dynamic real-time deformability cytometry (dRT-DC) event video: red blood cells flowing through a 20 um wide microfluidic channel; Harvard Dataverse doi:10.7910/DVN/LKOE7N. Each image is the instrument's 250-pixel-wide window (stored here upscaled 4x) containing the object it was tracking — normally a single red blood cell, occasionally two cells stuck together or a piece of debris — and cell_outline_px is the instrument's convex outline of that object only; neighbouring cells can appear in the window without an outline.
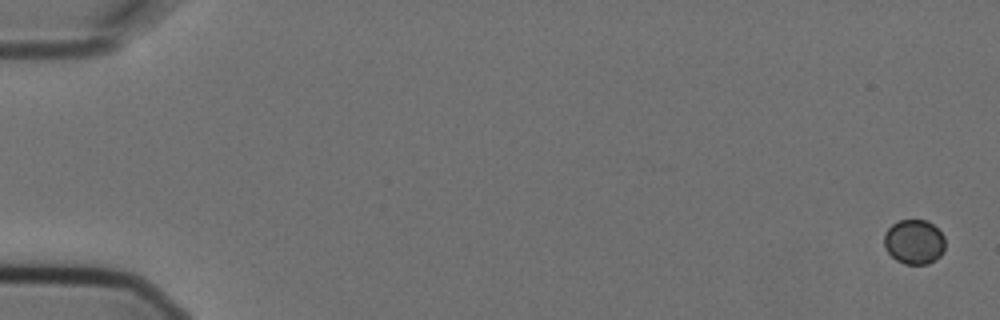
{"species": "Egyptian fruit bat (a non-hibernating species)", "species_latin": "Rousettus aegyptiacus", "temperature_condition": "cold", "stored_images_in_passage": 6, "camera_frame_rate_fps": 3000, "um_per_image_px": 0.085, "animal": {"sex": "female"}, "frame": {"image": 1, "passage_image": 1, "time_ms": 0.0, "image_size_px": [1000, 320], "cell_outline_px": [[944, 252], [936, 260], [928, 264], [904, 264], [896, 260], [884, 248], [884, 232], [892, 224], [900, 220], [928, 220], [944, 236]], "centroid_in_image_um": [77.69, 20.56], "position_along_channel_um": 7.3, "area_um2": 16.01}}
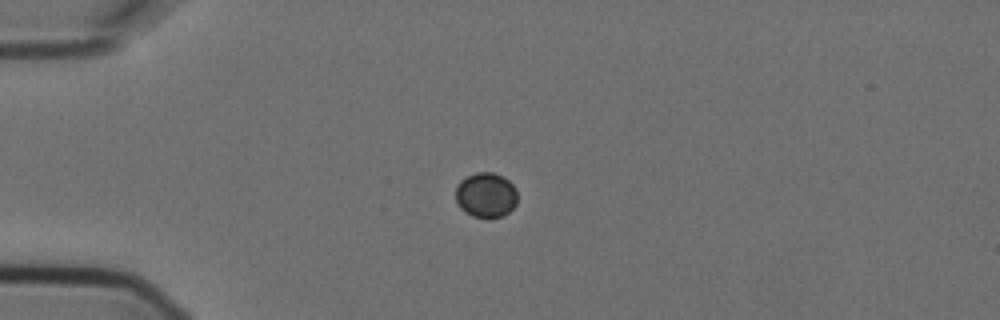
{"frame": {"image": 2, "passage_image": 5, "time_ms": 1.333, "image_size_px": [1000, 320], "cell_outline_px": [[516, 204], [504, 216], [472, 216], [460, 208], [456, 200], [456, 184], [460, 180], [476, 172], [492, 172], [504, 176], [516, 188]], "centroid_in_image_um": [41.3, 16.54], "position_along_channel_um": 43.7, "area_um2": 16.07}}
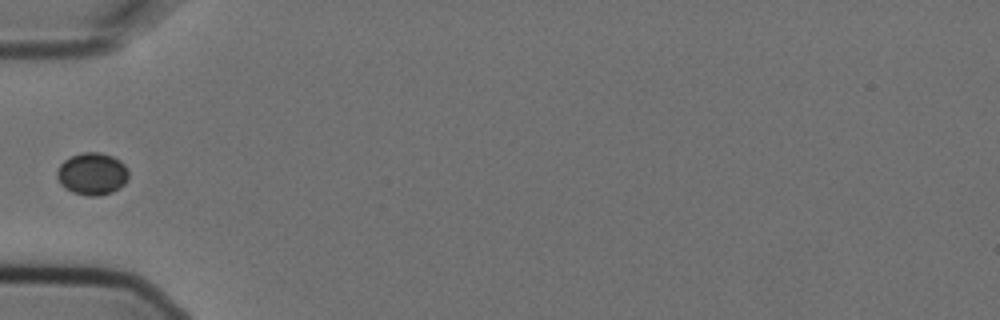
{"frame": {"image": 3, "passage_image": 6, "time_ms": 1.667, "image_size_px": [1000, 320], "cell_outline_px": [[128, 176], [124, 184], [120, 188], [112, 192], [96, 196], [88, 196], [72, 192], [64, 188], [60, 184], [56, 176], [56, 172], [60, 164], [64, 160], [80, 152], [100, 152], [112, 156], [120, 160], [124, 164], [128, 172]], "centroid_in_image_um": [7.82, 14.77], "position_along_channel_um": 77.2, "area_um2": 17.74}}